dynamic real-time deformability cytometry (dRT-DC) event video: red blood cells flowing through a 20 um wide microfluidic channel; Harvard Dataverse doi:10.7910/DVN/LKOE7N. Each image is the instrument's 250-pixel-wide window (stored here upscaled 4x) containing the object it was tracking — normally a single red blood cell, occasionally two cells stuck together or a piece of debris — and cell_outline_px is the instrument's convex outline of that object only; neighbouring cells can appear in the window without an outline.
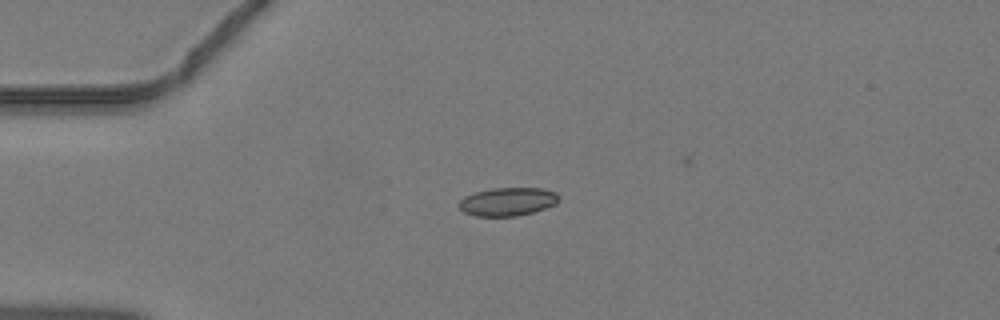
{"species": "common noctule bat (a hibernating species)", "species_latin": "Nyctalus noctula", "temperature_condition": "warm", "stored_images_in_passage": 35, "camera_frame_rate_fps": 3000, "um_per_image_px": 0.085, "animal": {"sex": "male", "body_mass_g": 19.2, "forearm_length_mm": 51.8}, "frame": {"image": 1, "passage_image": 1, "time_ms": 0.0, "image_size_px": [1000, 320], "cell_outline_px": [[560, 200], [556, 204], [532, 212], [516, 216], [476, 216], [464, 212], [456, 204], [464, 196], [476, 192], [492, 188], [544, 188], [556, 192], [560, 196]], "centroid_in_image_um": [43.16, 17.13], "position_along_channel_um": 41.8, "area_um2": 16.59}}
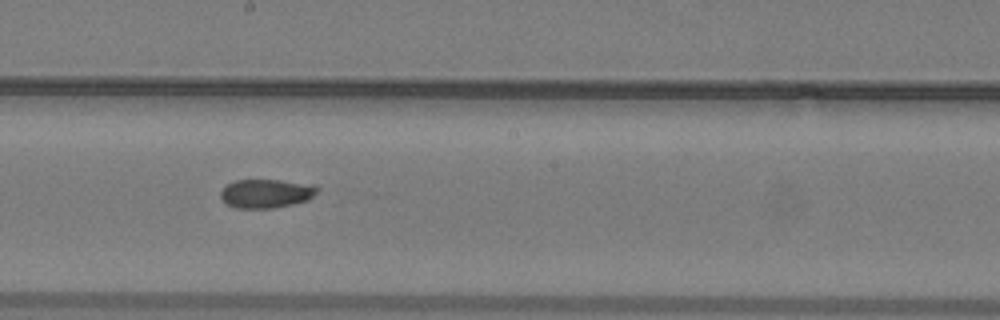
{"frame": {"image": 2, "passage_image": 15, "time_ms": 4.667, "image_size_px": [1000, 320], "cell_outline_px": [[320, 188], [308, 200], [292, 204], [272, 208], [236, 208], [224, 204], [220, 196], [220, 192], [228, 184], [236, 180], [280, 180], [316, 184]], "centroid_in_image_um": [22.63, 16.44], "position_along_channel_um": 225.6, "area_um2": 16.36}}
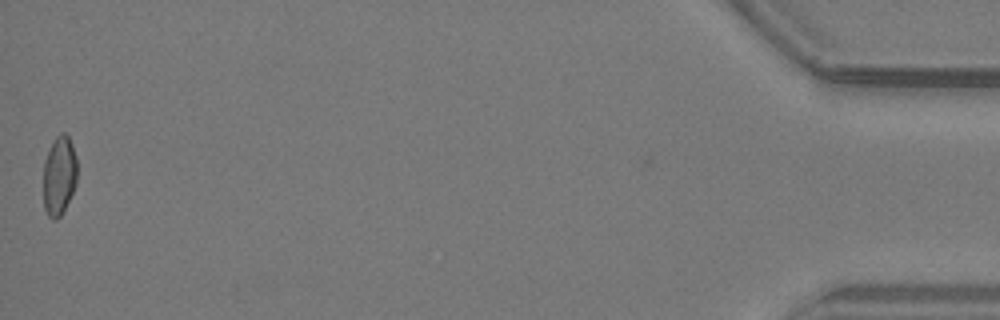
{"frame": {"image": 3, "passage_image": 35, "time_ms": 11.333, "image_size_px": [1000, 320], "cell_outline_px": [[76, 184], [60, 216], [56, 220], [52, 220], [48, 216], [44, 208], [44, 160], [56, 136], [60, 132], [64, 132], [68, 136], [72, 144], [76, 160]], "centroid_in_image_um": [5.02, 14.92], "position_along_channel_um": 430.2, "area_um2": 15.37}}